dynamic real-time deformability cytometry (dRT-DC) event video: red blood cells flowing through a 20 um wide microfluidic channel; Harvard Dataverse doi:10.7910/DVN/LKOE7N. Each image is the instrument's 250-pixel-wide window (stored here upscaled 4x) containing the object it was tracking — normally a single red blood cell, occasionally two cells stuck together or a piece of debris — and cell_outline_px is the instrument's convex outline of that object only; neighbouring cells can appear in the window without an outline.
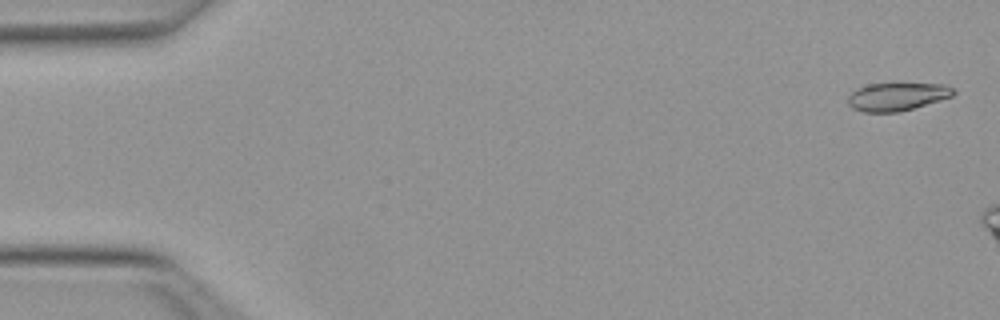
{"species": "Egyptian fruit bat (a non-hibernating species)", "species_latin": "Rousettus aegyptiacus", "temperature_condition": "warm", "stored_images_in_passage": 15, "camera_frame_rate_fps": 3000, "um_per_image_px": 0.085, "animal": {"sex": "female"}, "frame": {"image": 1, "passage_image": 2, "time_ms": 0.333, "image_size_px": [1000, 320], "cell_outline_px": [[956, 92], [952, 96], [940, 100], [900, 112], [864, 112], [852, 108], [848, 104], [848, 96], [852, 92], [868, 84], [896, 80], [944, 84], [956, 88]], "centroid_in_image_um": [76.3, 8.15], "position_along_channel_um": 8.7, "area_um2": 18.21}}
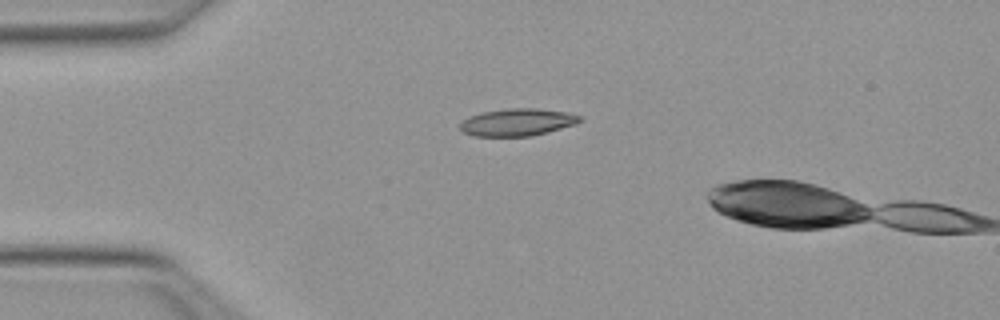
{"frame": {"image": 2, "passage_image": 13, "time_ms": 4.0, "image_size_px": [1000, 320], "cell_outline_px": [[580, 120], [576, 124], [548, 132], [532, 136], [472, 136], [464, 132], [460, 128], [460, 124], [468, 116], [480, 112], [508, 108], [536, 108], [564, 112], [580, 116]], "centroid_in_image_um": [43.94, 10.39], "position_along_channel_um": 41.1, "area_um2": 19.02}}